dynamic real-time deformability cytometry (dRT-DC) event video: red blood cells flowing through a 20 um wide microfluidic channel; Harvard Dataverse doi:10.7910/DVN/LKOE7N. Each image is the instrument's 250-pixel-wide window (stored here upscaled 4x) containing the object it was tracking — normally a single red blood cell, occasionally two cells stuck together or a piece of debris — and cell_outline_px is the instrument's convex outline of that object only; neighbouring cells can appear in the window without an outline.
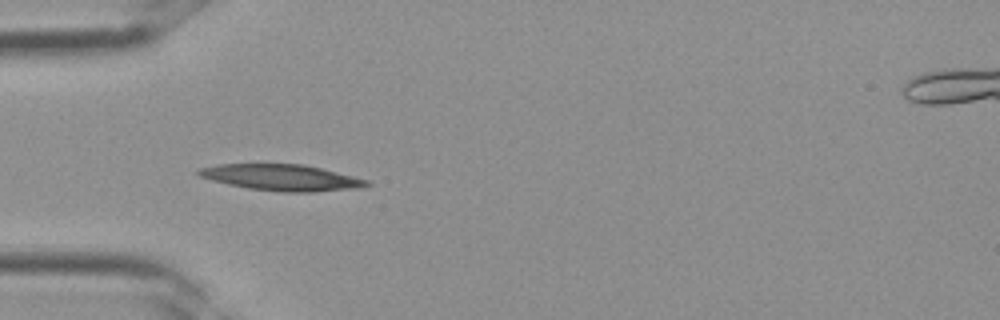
{"species": "Egyptian fruit bat (a non-hibernating species)", "species_latin": "Rousettus aegyptiacus", "temperature_condition": "room temperature", "stored_images_in_passage": 2, "camera_frame_rate_fps": 3000, "um_per_image_px": 0.085, "frame": {"image": 1, "passage_image": 1, "time_ms": 0.0, "image_size_px": [1000, 320], "cell_outline_px": [[372, 184], [360, 188], [312, 192], [284, 192], [248, 188], [228, 184], [212, 180], [200, 176], [196, 172], [196, 168], [220, 164], [304, 164], [368, 180]], "centroid_in_image_um": [23.92, 15.09], "position_along_channel_um": 61.1, "area_um2": 25.55}}
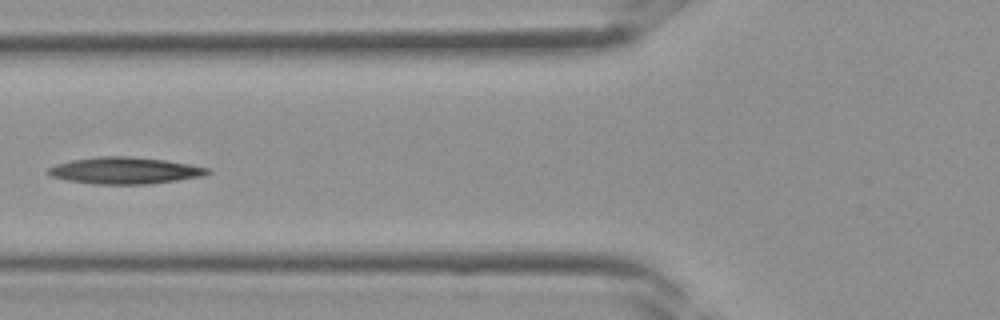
{"frame": {"image": 2, "passage_image": 2, "time_ms": 0.333, "image_size_px": [1000, 320], "cell_outline_px": [[212, 172], [204, 176], [148, 184], [96, 184], [68, 180], [52, 176], [48, 172], [48, 168], [56, 164], [72, 160], [100, 156], [128, 156], [164, 160], [188, 164], [208, 168]], "centroid_in_image_um": [10.63, 14.49], "position_along_channel_um": 115.2, "area_um2": 24.51}}